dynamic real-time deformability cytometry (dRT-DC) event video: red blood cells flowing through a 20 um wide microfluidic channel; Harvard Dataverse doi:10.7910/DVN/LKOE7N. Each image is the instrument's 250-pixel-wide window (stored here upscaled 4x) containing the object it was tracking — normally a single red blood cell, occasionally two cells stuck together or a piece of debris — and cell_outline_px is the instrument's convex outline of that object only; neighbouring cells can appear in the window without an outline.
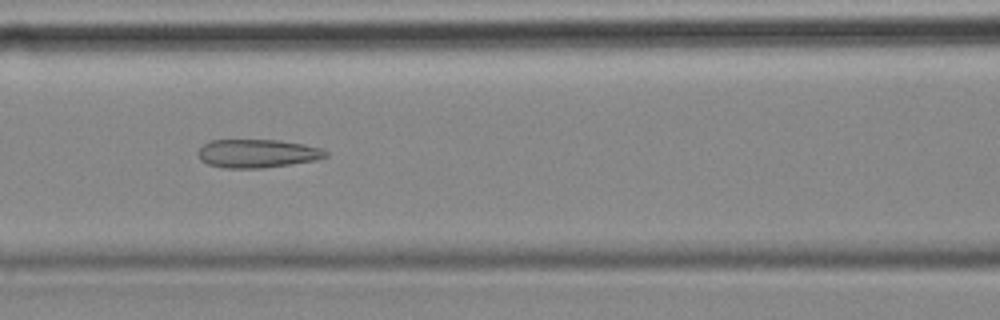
{"species": "common noctule bat (a hibernating species)", "species_latin": "Nyctalus noctula", "temperature_condition": "cold", "stored_images_in_passage": 55, "camera_frame_rate_fps": 3000, "um_per_image_px": 0.085, "animal": {"sex": "female", "body_mass_g": 18.4}, "frame": {"image": 1, "passage_image": 23, "time_ms": 7.333, "image_size_px": [1000, 320], "cell_outline_px": [[328, 156], [316, 160], [292, 164], [260, 168], [224, 168], [208, 164], [200, 160], [196, 152], [204, 144], [212, 140], [280, 140], [304, 144], [320, 148], [328, 152]], "centroid_in_image_um": [21.87, 13.04], "position_along_channel_um": 144.7, "area_um2": 21.21}}
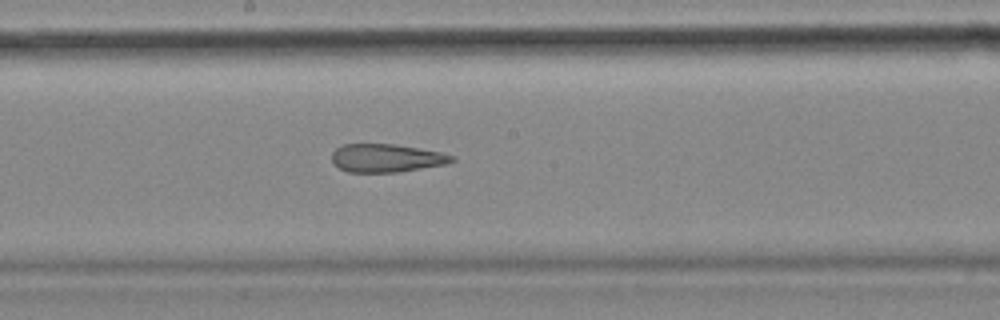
{"frame": {"image": 2, "passage_image": 29, "time_ms": 9.333, "image_size_px": [1000, 320], "cell_outline_px": [[456, 160], [448, 164], [396, 172], [348, 172], [340, 168], [332, 160], [332, 152], [336, 148], [344, 144], [396, 144], [440, 152], [456, 156]], "centroid_in_image_um": [32.88, 13.43], "position_along_channel_um": 215.3, "area_um2": 19.71}}
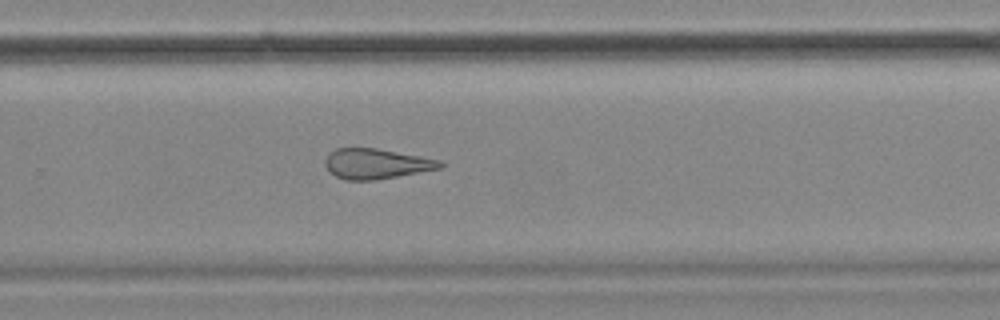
{"frame": {"image": 3, "passage_image": 36, "time_ms": 11.667, "image_size_px": [1000, 320], "cell_outline_px": [[444, 164], [440, 168], [376, 180], [344, 180], [336, 176], [324, 164], [324, 160], [328, 152], [336, 148], [376, 148], [420, 156], [440, 160]], "centroid_in_image_um": [31.94, 13.91], "position_along_channel_um": 297.9, "area_um2": 20.11}, "authors_computed_cell_mechanics": {"area_um2": 23.409, "velocity_mm_per_s": 3.5473, "shape_relaxation_time_tau1_ms": null, "shape_relaxation_time_tau2_ms": 3.9552, "deformation_change_tau1": null, "deformation_change_tau2": 0.1586}}